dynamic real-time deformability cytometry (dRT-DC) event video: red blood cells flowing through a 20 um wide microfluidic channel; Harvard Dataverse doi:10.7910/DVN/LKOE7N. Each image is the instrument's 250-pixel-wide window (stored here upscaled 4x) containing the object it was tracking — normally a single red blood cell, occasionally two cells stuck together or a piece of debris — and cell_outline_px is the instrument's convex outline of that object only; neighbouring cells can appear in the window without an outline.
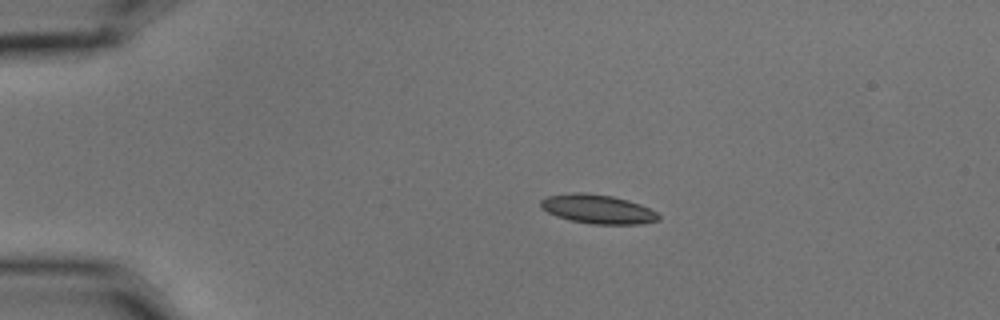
{"species": "common noctule bat (a hibernating species)", "species_latin": "Nyctalus noctula", "temperature_condition": "cold", "stored_images_in_passage": 5, "camera_frame_rate_fps": 3000, "um_per_image_px": 0.085, "animal": {"sex": "male", "body_mass_g": 15.6}, "frame": {"image": 1, "passage_image": 1, "time_ms": 0.0, "image_size_px": [1000, 320], "cell_outline_px": [[660, 220], [640, 224], [592, 224], [572, 220], [556, 216], [540, 208], [540, 200], [548, 196], [572, 192], [588, 192], [612, 196], [628, 200], [640, 204], [656, 212], [660, 216]], "centroid_in_image_um": [50.8, 17.76], "position_along_channel_um": 34.2, "area_um2": 20.0}}
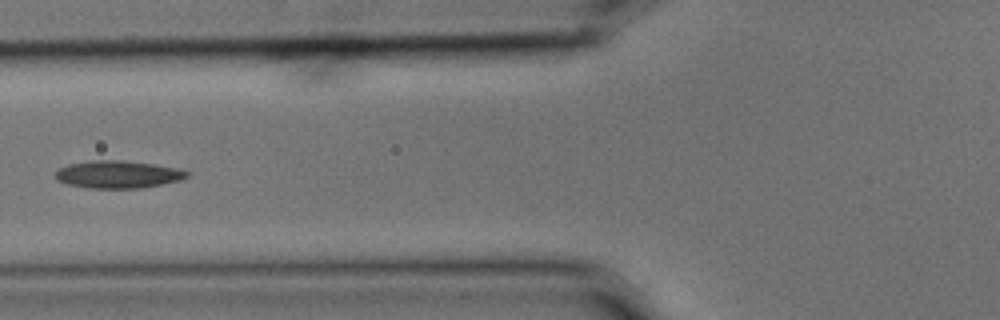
{"frame": {"image": 2, "passage_image": 4, "time_ms": 1.0, "image_size_px": [1000, 320], "cell_outline_px": [[192, 172], [188, 176], [180, 180], [140, 188], [88, 188], [68, 184], [56, 180], [56, 172], [60, 168], [68, 164], [88, 160], [124, 160], [180, 168]], "centroid_in_image_um": [10.04, 14.81], "position_along_channel_um": 115.8, "area_um2": 21.15}}
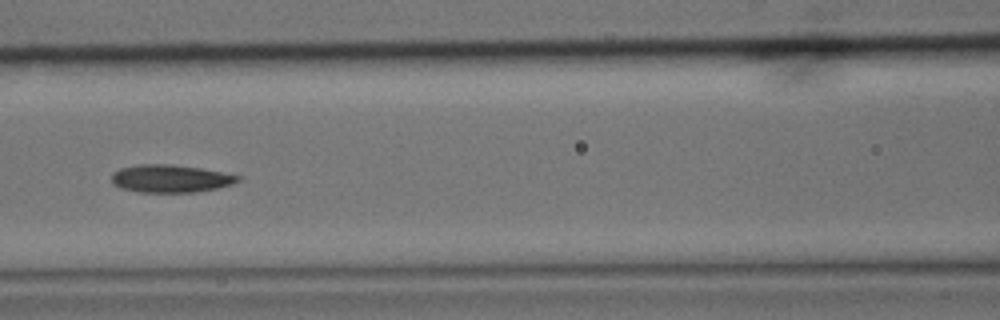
{"frame": {"image": 3, "passage_image": 5, "time_ms": 1.333, "image_size_px": [1000, 320], "cell_outline_px": [[244, 176], [240, 180], [232, 184], [216, 188], [192, 192], [140, 192], [120, 188], [112, 184], [112, 172], [120, 168], [140, 164], [172, 164], [200, 168]], "centroid_in_image_um": [14.48, 15.17], "position_along_channel_um": 152.1, "area_um2": 20.46}}